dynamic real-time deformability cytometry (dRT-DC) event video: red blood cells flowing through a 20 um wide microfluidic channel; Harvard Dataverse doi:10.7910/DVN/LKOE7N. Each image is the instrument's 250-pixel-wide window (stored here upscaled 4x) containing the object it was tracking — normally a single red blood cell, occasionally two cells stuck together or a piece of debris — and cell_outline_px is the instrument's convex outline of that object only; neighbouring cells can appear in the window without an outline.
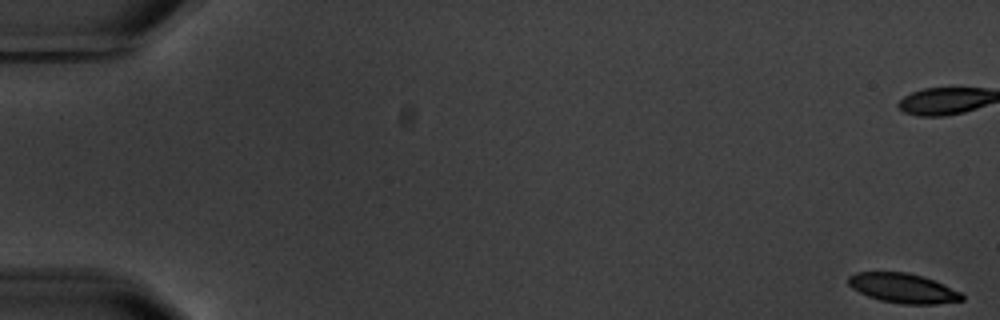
{"species": "common noctule bat (a hibernating species)", "species_latin": "Nyctalus noctula", "temperature_condition": "warm", "stored_images_in_passage": 3, "camera_frame_rate_fps": 3000, "um_per_image_px": 0.085, "animal": {"sex": "male", "body_mass_g": 20.1, "forearm_length_mm": 53.5}, "frame": {"image": 1, "passage_image": 1, "time_ms": 0.0, "image_size_px": [1000, 320], "cell_outline_px": [[964, 300], [936, 304], [900, 304], [880, 300], [868, 296], [852, 288], [848, 284], [848, 276], [856, 272], [908, 272], [944, 284], [960, 292], [964, 296]], "centroid_in_image_um": [76.75, 24.5], "position_along_channel_um": 8.2, "area_um2": 19.54}}